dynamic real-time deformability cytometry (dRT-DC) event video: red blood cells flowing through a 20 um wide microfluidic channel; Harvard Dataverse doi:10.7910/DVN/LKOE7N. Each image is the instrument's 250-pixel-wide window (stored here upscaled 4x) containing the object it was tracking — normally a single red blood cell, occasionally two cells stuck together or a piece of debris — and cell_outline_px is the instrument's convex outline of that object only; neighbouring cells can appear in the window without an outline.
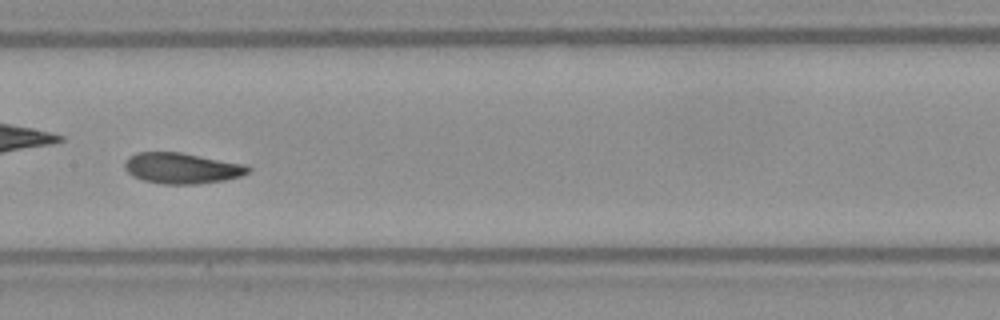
{"species": "Egyptian fruit bat (a non-hibernating species)", "species_latin": "Rousettus aegyptiacus", "temperature_condition": "warm", "stored_images_in_passage": 46, "camera_frame_rate_fps": 3000, "um_per_image_px": 0.085, "frame": {"image": 1, "passage_image": 20, "time_ms": 6.333, "image_size_px": [1000, 320], "cell_outline_px": [[252, 168], [248, 172], [240, 176], [224, 180], [200, 184], [164, 184], [144, 180], [132, 176], [124, 168], [124, 160], [128, 156], [136, 152], [180, 152], [244, 164]], "centroid_in_image_um": [15.42, 14.29], "position_along_channel_um": 192.0, "area_um2": 22.2}}
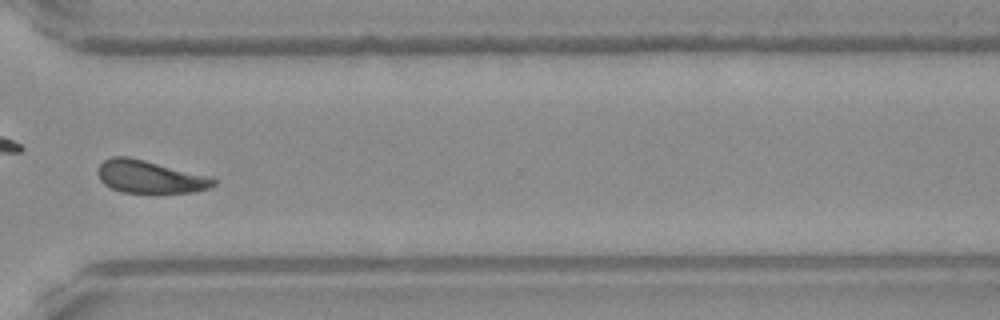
{"frame": {"image": 2, "passage_image": 33, "time_ms": 10.667, "image_size_px": [1000, 320], "cell_outline_px": [[216, 184], [208, 188], [196, 192], [124, 192], [112, 188], [104, 184], [100, 180], [96, 172], [100, 164], [104, 160], [112, 156], [128, 156], [212, 176], [216, 180]], "centroid_in_image_um": [12.75, 15.01], "position_along_channel_um": 357.9, "area_um2": 22.08}}
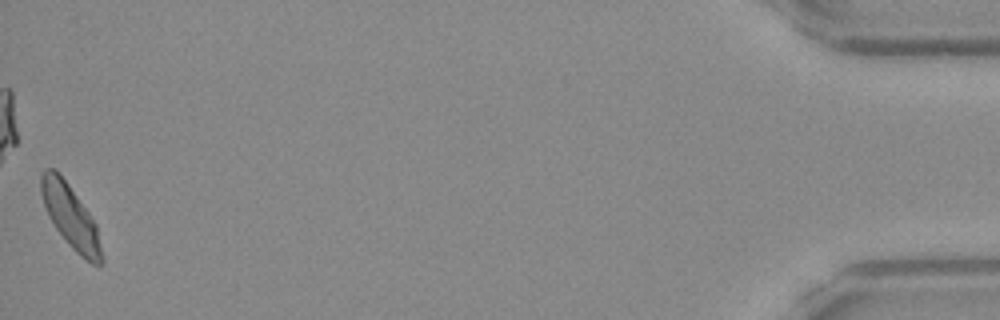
{"frame": {"image": 3, "passage_image": 46, "time_ms": 15.0, "image_size_px": [1000, 320], "cell_outline_px": [[104, 260], [100, 264], [92, 264], [80, 256], [68, 244], [56, 228], [48, 216], [44, 208], [40, 192], [40, 172], [44, 168], [52, 168], [68, 184], [88, 212], [96, 224]], "centroid_in_image_um": [5.97, 18.41], "position_along_channel_um": 429.2, "area_um2": 22.08}, "authors_computed_cell_mechanics": {"area_um2": 22.1374, "velocity_mm_per_s": 3.83, "shape_relaxation_time_tau1_ms": 3.414, "shape_relaxation_time_tau2_ms": 2.1153, "deformation_change_tau1": 0.115, "deformation_change_tau2": 0.0601}}